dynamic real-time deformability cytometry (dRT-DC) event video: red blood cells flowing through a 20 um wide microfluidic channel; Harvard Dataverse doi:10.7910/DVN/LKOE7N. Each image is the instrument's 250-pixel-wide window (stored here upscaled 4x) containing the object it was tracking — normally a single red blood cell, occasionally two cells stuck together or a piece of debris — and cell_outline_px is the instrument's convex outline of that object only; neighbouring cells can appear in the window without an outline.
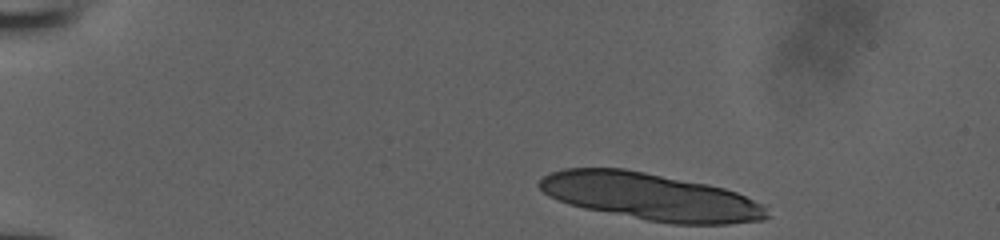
{"species": "human", "species_latin": "Homo sapiens", "temperature_condition": "room temperature", "stored_images_in_passage": 11, "camera_frame_rate_fps": 3000, "um_per_image_px": 0.085, "donor": {"sex": "male"}, "frame": {"image": 1, "passage_image": 1, "time_ms": 0.0, "image_size_px": [1000, 240], "cell_outline_px": [[768, 216], [764, 220], [728, 224], [672, 224], [648, 220], [584, 208], [568, 204], [548, 196], [536, 184], [544, 176], [552, 172], [564, 168], [624, 168], [708, 184], [724, 188], [736, 192], [764, 204]], "centroid_in_image_um": [55.29, 16.71], "position_along_channel_um": 29.7, "area_um2": 62.37}}